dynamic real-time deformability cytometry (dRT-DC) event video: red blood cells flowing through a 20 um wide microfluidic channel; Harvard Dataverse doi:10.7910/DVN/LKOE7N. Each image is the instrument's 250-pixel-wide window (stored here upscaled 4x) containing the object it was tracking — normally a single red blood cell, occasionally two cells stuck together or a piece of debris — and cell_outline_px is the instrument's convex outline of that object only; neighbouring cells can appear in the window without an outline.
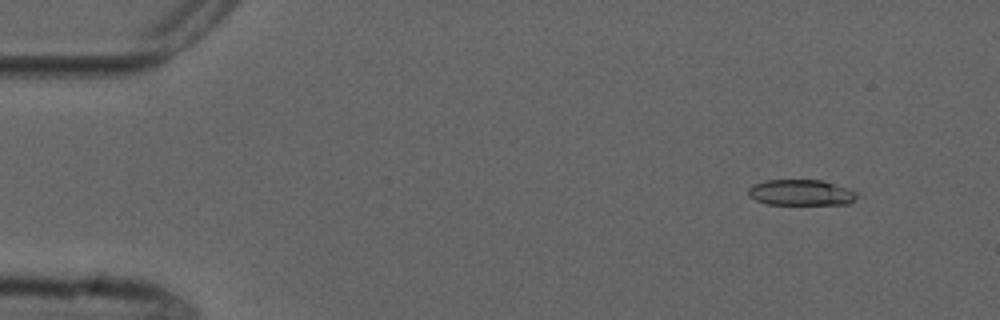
{"species": "common noctule bat (a hibernating species)", "species_latin": "Nyctalus noctula", "temperature_condition": "cold", "stored_images_in_passage": 5, "camera_frame_rate_fps": 3000, "um_per_image_px": 0.085, "animal": {"sex": "male", "forearm_length_mm": 52.5}, "frame": {"image": 1, "passage_image": 1, "time_ms": 0.0, "image_size_px": [1000, 320], "cell_outline_px": [[864, 196], [848, 204], [768, 204], [756, 200], [748, 196], [748, 188], [752, 184], [764, 180], [820, 180], [848, 188]], "centroid_in_image_um": [68.12, 16.37], "position_along_channel_um": 16.9, "area_um2": 16.59}}
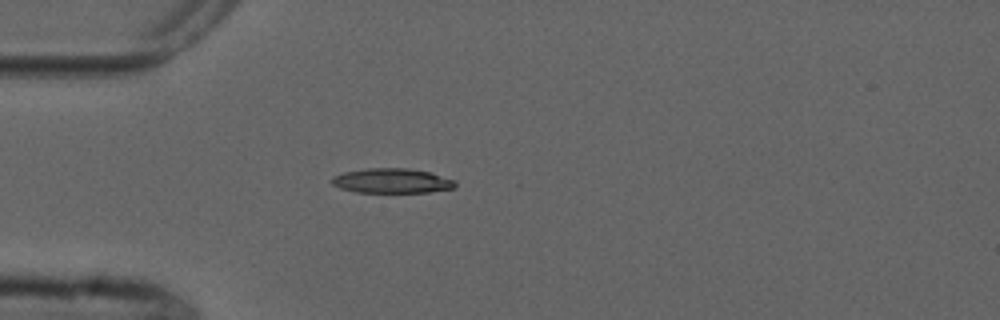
{"frame": {"image": 2, "passage_image": 4, "time_ms": 3.333, "image_size_px": [1000, 320], "cell_outline_px": [[456, 188], [428, 192], [356, 192], [340, 188], [332, 184], [332, 176], [344, 172], [368, 168], [408, 168], [432, 172], [456, 180]], "centroid_in_image_um": [33.36, 15.36], "position_along_channel_um": 51.6, "area_um2": 17.92}}